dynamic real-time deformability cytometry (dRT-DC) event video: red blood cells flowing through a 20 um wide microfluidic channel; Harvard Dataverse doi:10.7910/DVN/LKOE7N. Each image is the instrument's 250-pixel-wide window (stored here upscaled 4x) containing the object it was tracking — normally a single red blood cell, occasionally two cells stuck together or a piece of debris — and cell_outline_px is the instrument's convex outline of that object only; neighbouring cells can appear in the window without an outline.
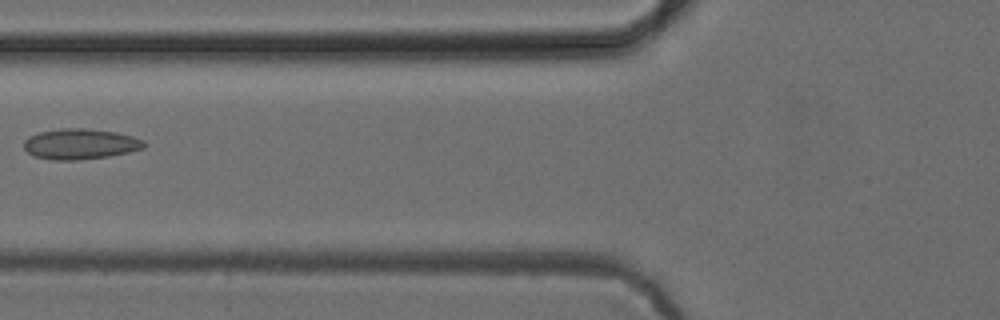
{"species": "common noctule bat (a hibernating species)", "species_latin": "Nyctalus noctula", "temperature_condition": "cold", "stored_images_in_passage": 4, "camera_frame_rate_fps": 3000, "um_per_image_px": 0.085, "animal": {"sex": "female", "body_mass_g": 24.6, "forearm_length_mm": 56.2}, "frame": {"image": 1, "passage_image": 4, "time_ms": 3.667, "image_size_px": [1000, 320], "cell_outline_px": [[148, 144], [144, 148], [128, 152], [108, 156], [80, 160], [52, 160], [32, 156], [24, 148], [24, 140], [28, 136], [40, 132], [60, 128], [84, 128], [116, 132], [132, 136], [144, 140]], "centroid_in_image_um": [6.82, 12.24], "position_along_channel_um": 119.0, "area_um2": 21.56}}